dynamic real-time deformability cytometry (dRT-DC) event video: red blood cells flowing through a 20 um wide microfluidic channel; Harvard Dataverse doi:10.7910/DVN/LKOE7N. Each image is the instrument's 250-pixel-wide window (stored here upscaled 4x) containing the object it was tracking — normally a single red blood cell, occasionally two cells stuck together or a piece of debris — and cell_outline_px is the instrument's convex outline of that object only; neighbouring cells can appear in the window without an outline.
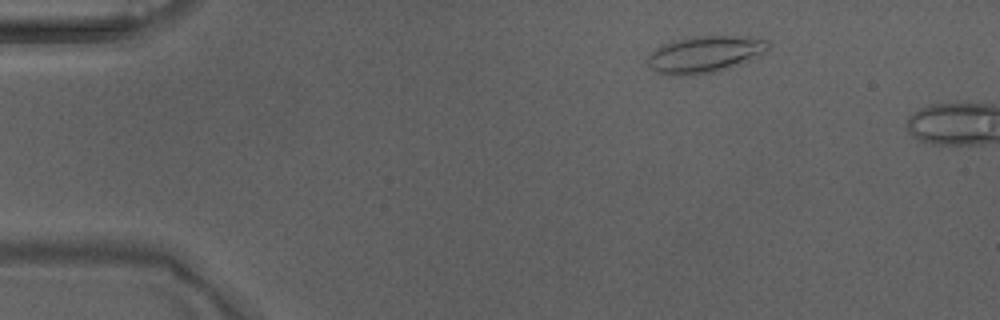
{"species": "Egyptian fruit bat (a non-hibernating species)", "species_latin": "Rousettus aegyptiacus", "temperature_condition": "warm", "stored_images_in_passage": 3, "camera_frame_rate_fps": 3000, "um_per_image_px": 0.085, "animal": {"sex": "male"}, "frame": {"image": 1, "passage_image": 2, "time_ms": 0.333, "image_size_px": [1000, 320], "cell_outline_px": [[768, 48], [748, 60], [740, 64], [712, 72], [680, 76], [672, 76], [656, 72], [644, 60], [660, 44], [672, 40], [696, 36], [732, 36], [768, 40]], "centroid_in_image_um": [59.79, 4.62], "position_along_channel_um": 25.2, "area_um2": 25.43}}